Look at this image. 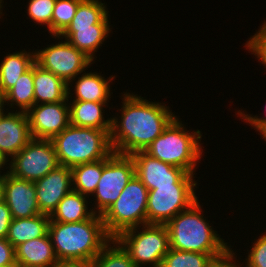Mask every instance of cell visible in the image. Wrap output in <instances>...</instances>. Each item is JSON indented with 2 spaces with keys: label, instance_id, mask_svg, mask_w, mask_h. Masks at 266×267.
<instances>
[{
  "label": "cell",
  "instance_id": "cell-17",
  "mask_svg": "<svg viewBox=\"0 0 266 267\" xmlns=\"http://www.w3.org/2000/svg\"><path fill=\"white\" fill-rule=\"evenodd\" d=\"M115 78L114 75L105 78L102 72H92V70L86 72L85 70L68 83V100L109 102L113 94L110 83L113 84Z\"/></svg>",
  "mask_w": 266,
  "mask_h": 267
},
{
  "label": "cell",
  "instance_id": "cell-8",
  "mask_svg": "<svg viewBox=\"0 0 266 267\" xmlns=\"http://www.w3.org/2000/svg\"><path fill=\"white\" fill-rule=\"evenodd\" d=\"M134 175L135 167L131 155L113 152L109 157L103 159L102 176L91 196L93 199L91 201L95 200L91 205L93 211L97 215H102L119 198Z\"/></svg>",
  "mask_w": 266,
  "mask_h": 267
},
{
  "label": "cell",
  "instance_id": "cell-39",
  "mask_svg": "<svg viewBox=\"0 0 266 267\" xmlns=\"http://www.w3.org/2000/svg\"><path fill=\"white\" fill-rule=\"evenodd\" d=\"M7 169V170H6ZM4 172H3V171ZM8 171V161L5 159V157L0 152V174L3 175Z\"/></svg>",
  "mask_w": 266,
  "mask_h": 267
},
{
  "label": "cell",
  "instance_id": "cell-3",
  "mask_svg": "<svg viewBox=\"0 0 266 267\" xmlns=\"http://www.w3.org/2000/svg\"><path fill=\"white\" fill-rule=\"evenodd\" d=\"M202 208L198 199L165 224L170 248L203 254H227L234 246L220 237L216 228L214 230Z\"/></svg>",
  "mask_w": 266,
  "mask_h": 267
},
{
  "label": "cell",
  "instance_id": "cell-23",
  "mask_svg": "<svg viewBox=\"0 0 266 267\" xmlns=\"http://www.w3.org/2000/svg\"><path fill=\"white\" fill-rule=\"evenodd\" d=\"M20 51L4 54L3 60L0 62V95L3 96L12 86L15 85L17 79L25 73L35 63V51Z\"/></svg>",
  "mask_w": 266,
  "mask_h": 267
},
{
  "label": "cell",
  "instance_id": "cell-7",
  "mask_svg": "<svg viewBox=\"0 0 266 267\" xmlns=\"http://www.w3.org/2000/svg\"><path fill=\"white\" fill-rule=\"evenodd\" d=\"M114 239L129 254L136 267H160L170 249L165 224H145L130 228Z\"/></svg>",
  "mask_w": 266,
  "mask_h": 267
},
{
  "label": "cell",
  "instance_id": "cell-31",
  "mask_svg": "<svg viewBox=\"0 0 266 267\" xmlns=\"http://www.w3.org/2000/svg\"><path fill=\"white\" fill-rule=\"evenodd\" d=\"M27 13L30 20L34 23L48 28V34L51 35L52 13L56 0H28Z\"/></svg>",
  "mask_w": 266,
  "mask_h": 267
},
{
  "label": "cell",
  "instance_id": "cell-43",
  "mask_svg": "<svg viewBox=\"0 0 266 267\" xmlns=\"http://www.w3.org/2000/svg\"><path fill=\"white\" fill-rule=\"evenodd\" d=\"M239 259H241V261H242V258H239L238 257V259H237V267H248L247 265H243L244 263L242 262V264H241V262L239 261Z\"/></svg>",
  "mask_w": 266,
  "mask_h": 267
},
{
  "label": "cell",
  "instance_id": "cell-29",
  "mask_svg": "<svg viewBox=\"0 0 266 267\" xmlns=\"http://www.w3.org/2000/svg\"><path fill=\"white\" fill-rule=\"evenodd\" d=\"M93 267H136L123 247L112 239L92 260Z\"/></svg>",
  "mask_w": 266,
  "mask_h": 267
},
{
  "label": "cell",
  "instance_id": "cell-22",
  "mask_svg": "<svg viewBox=\"0 0 266 267\" xmlns=\"http://www.w3.org/2000/svg\"><path fill=\"white\" fill-rule=\"evenodd\" d=\"M90 199L80 192L71 190L49 216L50 220L61 223H73L92 218L96 213L90 208V203H92L88 201Z\"/></svg>",
  "mask_w": 266,
  "mask_h": 267
},
{
  "label": "cell",
  "instance_id": "cell-1",
  "mask_svg": "<svg viewBox=\"0 0 266 267\" xmlns=\"http://www.w3.org/2000/svg\"><path fill=\"white\" fill-rule=\"evenodd\" d=\"M120 94L121 115L111 116L110 142L113 152L131 155L144 151L177 115L164 102L149 101L136 92Z\"/></svg>",
  "mask_w": 266,
  "mask_h": 267
},
{
  "label": "cell",
  "instance_id": "cell-16",
  "mask_svg": "<svg viewBox=\"0 0 266 267\" xmlns=\"http://www.w3.org/2000/svg\"><path fill=\"white\" fill-rule=\"evenodd\" d=\"M32 139L26 112L5 111L0 117V152L9 162Z\"/></svg>",
  "mask_w": 266,
  "mask_h": 267
},
{
  "label": "cell",
  "instance_id": "cell-4",
  "mask_svg": "<svg viewBox=\"0 0 266 267\" xmlns=\"http://www.w3.org/2000/svg\"><path fill=\"white\" fill-rule=\"evenodd\" d=\"M179 119L180 116H176L144 151L162 162L197 174L195 169L204 155L201 143L203 133L199 129L187 130Z\"/></svg>",
  "mask_w": 266,
  "mask_h": 267
},
{
  "label": "cell",
  "instance_id": "cell-2",
  "mask_svg": "<svg viewBox=\"0 0 266 267\" xmlns=\"http://www.w3.org/2000/svg\"><path fill=\"white\" fill-rule=\"evenodd\" d=\"M48 234L58 261H92L112 240L105 231L102 216L97 214L73 223L50 220Z\"/></svg>",
  "mask_w": 266,
  "mask_h": 267
},
{
  "label": "cell",
  "instance_id": "cell-14",
  "mask_svg": "<svg viewBox=\"0 0 266 267\" xmlns=\"http://www.w3.org/2000/svg\"><path fill=\"white\" fill-rule=\"evenodd\" d=\"M4 202L14 219L39 215L35 183L11 175L3 174Z\"/></svg>",
  "mask_w": 266,
  "mask_h": 267
},
{
  "label": "cell",
  "instance_id": "cell-6",
  "mask_svg": "<svg viewBox=\"0 0 266 267\" xmlns=\"http://www.w3.org/2000/svg\"><path fill=\"white\" fill-rule=\"evenodd\" d=\"M148 189L134 175L119 198L101 216L105 231L112 238L121 232L147 224Z\"/></svg>",
  "mask_w": 266,
  "mask_h": 267
},
{
  "label": "cell",
  "instance_id": "cell-25",
  "mask_svg": "<svg viewBox=\"0 0 266 267\" xmlns=\"http://www.w3.org/2000/svg\"><path fill=\"white\" fill-rule=\"evenodd\" d=\"M7 111L27 112L34 104L33 65L17 79L4 95ZM16 106V107H15ZM10 108V109H9Z\"/></svg>",
  "mask_w": 266,
  "mask_h": 267
},
{
  "label": "cell",
  "instance_id": "cell-28",
  "mask_svg": "<svg viewBox=\"0 0 266 267\" xmlns=\"http://www.w3.org/2000/svg\"><path fill=\"white\" fill-rule=\"evenodd\" d=\"M226 254H203L170 248L162 259L160 267H210Z\"/></svg>",
  "mask_w": 266,
  "mask_h": 267
},
{
  "label": "cell",
  "instance_id": "cell-40",
  "mask_svg": "<svg viewBox=\"0 0 266 267\" xmlns=\"http://www.w3.org/2000/svg\"><path fill=\"white\" fill-rule=\"evenodd\" d=\"M4 202L3 175L0 176V204Z\"/></svg>",
  "mask_w": 266,
  "mask_h": 267
},
{
  "label": "cell",
  "instance_id": "cell-10",
  "mask_svg": "<svg viewBox=\"0 0 266 267\" xmlns=\"http://www.w3.org/2000/svg\"><path fill=\"white\" fill-rule=\"evenodd\" d=\"M60 166L50 139L32 138L8 162V172L20 179L35 182Z\"/></svg>",
  "mask_w": 266,
  "mask_h": 267
},
{
  "label": "cell",
  "instance_id": "cell-26",
  "mask_svg": "<svg viewBox=\"0 0 266 267\" xmlns=\"http://www.w3.org/2000/svg\"><path fill=\"white\" fill-rule=\"evenodd\" d=\"M109 18V19H108ZM107 3L101 0H82L67 28H84L95 24H111Z\"/></svg>",
  "mask_w": 266,
  "mask_h": 267
},
{
  "label": "cell",
  "instance_id": "cell-36",
  "mask_svg": "<svg viewBox=\"0 0 266 267\" xmlns=\"http://www.w3.org/2000/svg\"><path fill=\"white\" fill-rule=\"evenodd\" d=\"M12 216L5 202L0 204V238H7Z\"/></svg>",
  "mask_w": 266,
  "mask_h": 267
},
{
  "label": "cell",
  "instance_id": "cell-34",
  "mask_svg": "<svg viewBox=\"0 0 266 267\" xmlns=\"http://www.w3.org/2000/svg\"><path fill=\"white\" fill-rule=\"evenodd\" d=\"M243 109H238V111H235V114H237V117H241L240 120L245 122L246 124H249L251 128L256 130L258 135H260L265 129H266V104H265V115L264 116H258L253 114H247V112ZM245 111V112H244Z\"/></svg>",
  "mask_w": 266,
  "mask_h": 267
},
{
  "label": "cell",
  "instance_id": "cell-11",
  "mask_svg": "<svg viewBox=\"0 0 266 267\" xmlns=\"http://www.w3.org/2000/svg\"><path fill=\"white\" fill-rule=\"evenodd\" d=\"M200 185H165L148 191L147 224H166L198 200Z\"/></svg>",
  "mask_w": 266,
  "mask_h": 267
},
{
  "label": "cell",
  "instance_id": "cell-44",
  "mask_svg": "<svg viewBox=\"0 0 266 267\" xmlns=\"http://www.w3.org/2000/svg\"><path fill=\"white\" fill-rule=\"evenodd\" d=\"M261 138L264 139L266 144V129L260 134Z\"/></svg>",
  "mask_w": 266,
  "mask_h": 267
},
{
  "label": "cell",
  "instance_id": "cell-35",
  "mask_svg": "<svg viewBox=\"0 0 266 267\" xmlns=\"http://www.w3.org/2000/svg\"><path fill=\"white\" fill-rule=\"evenodd\" d=\"M0 267H17L15 248L6 238H0Z\"/></svg>",
  "mask_w": 266,
  "mask_h": 267
},
{
  "label": "cell",
  "instance_id": "cell-37",
  "mask_svg": "<svg viewBox=\"0 0 266 267\" xmlns=\"http://www.w3.org/2000/svg\"><path fill=\"white\" fill-rule=\"evenodd\" d=\"M236 251L231 249L225 256L222 258L216 259L210 267H237V256Z\"/></svg>",
  "mask_w": 266,
  "mask_h": 267
},
{
  "label": "cell",
  "instance_id": "cell-42",
  "mask_svg": "<svg viewBox=\"0 0 266 267\" xmlns=\"http://www.w3.org/2000/svg\"><path fill=\"white\" fill-rule=\"evenodd\" d=\"M4 1L3 0H0V19H1V17L3 18V16H4V14H6V13H3V8H4Z\"/></svg>",
  "mask_w": 266,
  "mask_h": 267
},
{
  "label": "cell",
  "instance_id": "cell-20",
  "mask_svg": "<svg viewBox=\"0 0 266 267\" xmlns=\"http://www.w3.org/2000/svg\"><path fill=\"white\" fill-rule=\"evenodd\" d=\"M110 102L68 101L70 124L77 127L111 130L112 117H106Z\"/></svg>",
  "mask_w": 266,
  "mask_h": 267
},
{
  "label": "cell",
  "instance_id": "cell-33",
  "mask_svg": "<svg viewBox=\"0 0 266 267\" xmlns=\"http://www.w3.org/2000/svg\"><path fill=\"white\" fill-rule=\"evenodd\" d=\"M254 242H251L250 250L247 249L248 254L245 256L243 263L248 267H266V231L258 236V239H255Z\"/></svg>",
  "mask_w": 266,
  "mask_h": 267
},
{
  "label": "cell",
  "instance_id": "cell-27",
  "mask_svg": "<svg viewBox=\"0 0 266 267\" xmlns=\"http://www.w3.org/2000/svg\"><path fill=\"white\" fill-rule=\"evenodd\" d=\"M102 171L103 159L72 167V190L80 192L87 197L92 196L100 181Z\"/></svg>",
  "mask_w": 266,
  "mask_h": 267
},
{
  "label": "cell",
  "instance_id": "cell-24",
  "mask_svg": "<svg viewBox=\"0 0 266 267\" xmlns=\"http://www.w3.org/2000/svg\"><path fill=\"white\" fill-rule=\"evenodd\" d=\"M49 222L50 217L45 214L30 218H12L6 239L15 248L21 243L41 238L48 233Z\"/></svg>",
  "mask_w": 266,
  "mask_h": 267
},
{
  "label": "cell",
  "instance_id": "cell-45",
  "mask_svg": "<svg viewBox=\"0 0 266 267\" xmlns=\"http://www.w3.org/2000/svg\"><path fill=\"white\" fill-rule=\"evenodd\" d=\"M0 101H4V98L3 96L0 95Z\"/></svg>",
  "mask_w": 266,
  "mask_h": 267
},
{
  "label": "cell",
  "instance_id": "cell-18",
  "mask_svg": "<svg viewBox=\"0 0 266 267\" xmlns=\"http://www.w3.org/2000/svg\"><path fill=\"white\" fill-rule=\"evenodd\" d=\"M111 26L112 24H95L84 28H66L60 37L66 39L95 63L96 52L109 38V34H112Z\"/></svg>",
  "mask_w": 266,
  "mask_h": 267
},
{
  "label": "cell",
  "instance_id": "cell-38",
  "mask_svg": "<svg viewBox=\"0 0 266 267\" xmlns=\"http://www.w3.org/2000/svg\"><path fill=\"white\" fill-rule=\"evenodd\" d=\"M54 267H93V263L88 260H63L58 261Z\"/></svg>",
  "mask_w": 266,
  "mask_h": 267
},
{
  "label": "cell",
  "instance_id": "cell-19",
  "mask_svg": "<svg viewBox=\"0 0 266 267\" xmlns=\"http://www.w3.org/2000/svg\"><path fill=\"white\" fill-rule=\"evenodd\" d=\"M17 267H54L58 263L49 234L15 247Z\"/></svg>",
  "mask_w": 266,
  "mask_h": 267
},
{
  "label": "cell",
  "instance_id": "cell-13",
  "mask_svg": "<svg viewBox=\"0 0 266 267\" xmlns=\"http://www.w3.org/2000/svg\"><path fill=\"white\" fill-rule=\"evenodd\" d=\"M68 101L34 104L26 112L32 138L51 140L70 125Z\"/></svg>",
  "mask_w": 266,
  "mask_h": 267
},
{
  "label": "cell",
  "instance_id": "cell-15",
  "mask_svg": "<svg viewBox=\"0 0 266 267\" xmlns=\"http://www.w3.org/2000/svg\"><path fill=\"white\" fill-rule=\"evenodd\" d=\"M34 183L40 213L50 216L72 190L71 168L60 165Z\"/></svg>",
  "mask_w": 266,
  "mask_h": 267
},
{
  "label": "cell",
  "instance_id": "cell-30",
  "mask_svg": "<svg viewBox=\"0 0 266 267\" xmlns=\"http://www.w3.org/2000/svg\"><path fill=\"white\" fill-rule=\"evenodd\" d=\"M82 0H56L51 21V35H60L71 23Z\"/></svg>",
  "mask_w": 266,
  "mask_h": 267
},
{
  "label": "cell",
  "instance_id": "cell-12",
  "mask_svg": "<svg viewBox=\"0 0 266 267\" xmlns=\"http://www.w3.org/2000/svg\"><path fill=\"white\" fill-rule=\"evenodd\" d=\"M131 157L134 162L135 175L148 191L165 185H199L195 180V174L162 162L145 151L134 152Z\"/></svg>",
  "mask_w": 266,
  "mask_h": 267
},
{
  "label": "cell",
  "instance_id": "cell-21",
  "mask_svg": "<svg viewBox=\"0 0 266 267\" xmlns=\"http://www.w3.org/2000/svg\"><path fill=\"white\" fill-rule=\"evenodd\" d=\"M35 104L57 103L68 98V84L50 71L33 64Z\"/></svg>",
  "mask_w": 266,
  "mask_h": 267
},
{
  "label": "cell",
  "instance_id": "cell-9",
  "mask_svg": "<svg viewBox=\"0 0 266 267\" xmlns=\"http://www.w3.org/2000/svg\"><path fill=\"white\" fill-rule=\"evenodd\" d=\"M50 37L59 42L48 44L43 49L34 50L35 63L63 79L67 84L77 75L88 70L87 68H91V64H94L89 57L66 39L63 40L60 35H51Z\"/></svg>",
  "mask_w": 266,
  "mask_h": 267
},
{
  "label": "cell",
  "instance_id": "cell-5",
  "mask_svg": "<svg viewBox=\"0 0 266 267\" xmlns=\"http://www.w3.org/2000/svg\"><path fill=\"white\" fill-rule=\"evenodd\" d=\"M110 132L111 130L77 127L70 124L51 139L59 164L72 168L109 157L113 153Z\"/></svg>",
  "mask_w": 266,
  "mask_h": 267
},
{
  "label": "cell",
  "instance_id": "cell-41",
  "mask_svg": "<svg viewBox=\"0 0 266 267\" xmlns=\"http://www.w3.org/2000/svg\"><path fill=\"white\" fill-rule=\"evenodd\" d=\"M5 102L4 101H0V117L2 116V114L5 112Z\"/></svg>",
  "mask_w": 266,
  "mask_h": 267
},
{
  "label": "cell",
  "instance_id": "cell-32",
  "mask_svg": "<svg viewBox=\"0 0 266 267\" xmlns=\"http://www.w3.org/2000/svg\"><path fill=\"white\" fill-rule=\"evenodd\" d=\"M245 50H248L250 54L256 56L259 65L262 64L263 68H266V21L261 24L258 30L251 35L250 38L244 44Z\"/></svg>",
  "mask_w": 266,
  "mask_h": 267
}]
</instances>
